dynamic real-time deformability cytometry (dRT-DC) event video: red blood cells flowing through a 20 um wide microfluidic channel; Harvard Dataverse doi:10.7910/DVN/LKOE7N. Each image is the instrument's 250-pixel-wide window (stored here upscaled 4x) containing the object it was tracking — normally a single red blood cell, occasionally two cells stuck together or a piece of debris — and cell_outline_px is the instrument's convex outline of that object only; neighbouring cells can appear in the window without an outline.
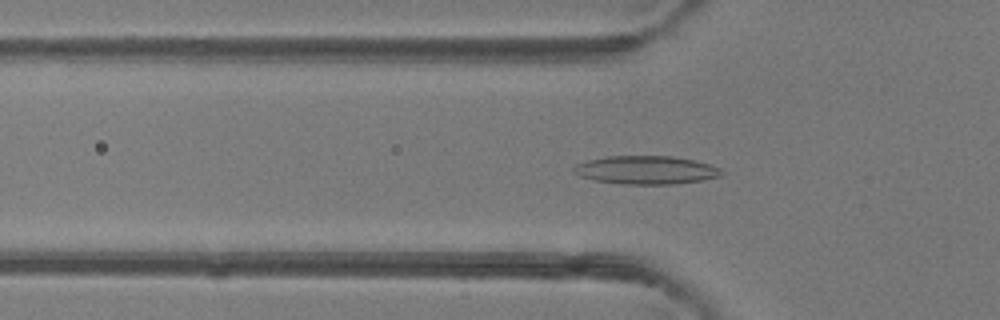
{"species": "common noctule bat (a hibernating species)", "species_latin": "Nyctalus noctula", "temperature_condition": "room temperature", "stored_images_in_passage": 47, "camera_frame_rate_fps": 3000, "um_per_image_px": 0.085, "animal": {"sex": "female"}, "frame": {"image": 1, "passage_image": 15, "time_ms": 4.667, "image_size_px": [1000, 320], "cell_outline_px": [[724, 172], [720, 176], [704, 180], [676, 184], [620, 184], [596, 180], [580, 176], [572, 172], [572, 168], [576, 164], [588, 160], [608, 156], [672, 156], [692, 160], [708, 164], [720, 168]], "centroid_in_image_um": [54.91, 14.45], "position_along_channel_um": 70.9, "area_um2": 24.39}}
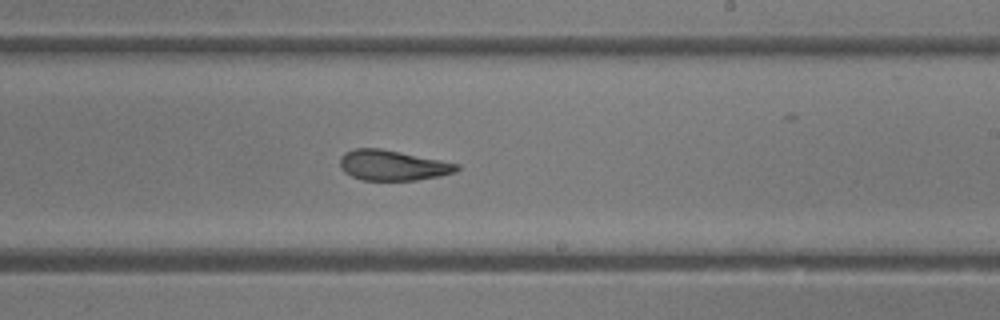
{"frame": {"image": 2, "passage_image": 28, "time_ms": 9.0, "image_size_px": [1000, 320], "cell_outline_px": [[460, 168], [456, 172], [440, 176], [416, 180], [364, 180], [352, 176], [344, 172], [340, 168], [340, 156], [344, 152], [356, 148], [380, 148], [460, 164]], "centroid_in_image_um": [33.36, 14.05], "position_along_channel_um": 255.6, "area_um2": 20.63}}
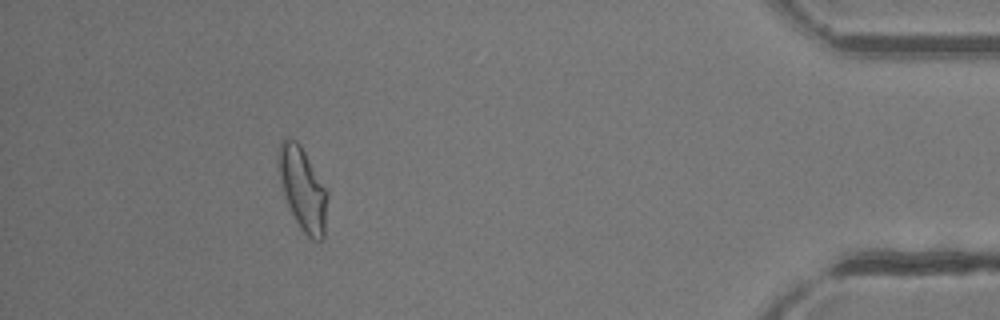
{"frame": {"image": 3, "passage_image": 43, "time_ms": 14.0, "image_size_px": [1000, 320], "cell_outline_px": [[328, 196], [324, 240], [312, 240], [300, 228], [288, 204], [284, 192], [276, 160], [280, 140], [284, 136], [288, 136], [296, 140], [300, 144], [328, 192]], "centroid_in_image_um": [25.73, 16.02], "position_along_channel_um": 409.5, "area_um2": 23.7}, "authors_computed_cell_mechanics": {"area_um2": 22.7154, "velocity_mm_per_s": 4.2414, "shape_relaxation_time_tau1_ms": 8.5571, "shape_relaxation_time_tau2_ms": 1.1949, "deformation_change_tau1": 0.2417, "deformation_change_tau2": 0.0879}}